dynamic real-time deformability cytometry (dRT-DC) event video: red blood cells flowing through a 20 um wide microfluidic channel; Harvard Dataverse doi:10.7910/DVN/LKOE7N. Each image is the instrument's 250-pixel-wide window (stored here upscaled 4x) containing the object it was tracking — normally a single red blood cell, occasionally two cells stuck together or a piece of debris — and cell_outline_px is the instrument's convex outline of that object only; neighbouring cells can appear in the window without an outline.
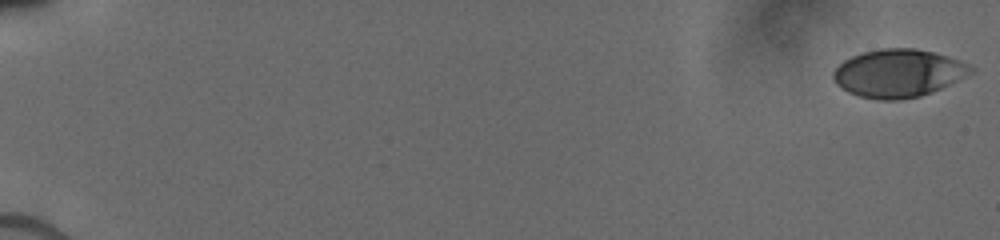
{"species": "human", "species_latin": "Homo sapiens", "temperature_condition": "cold", "stored_images_in_passage": 9, "camera_frame_rate_fps": 3000, "um_per_image_px": 0.085, "donor": {"sex": "male"}, "frame": {"image": 1, "passage_image": 1, "time_ms": 0.0, "image_size_px": [1000, 240], "cell_outline_px": [[976, 72], [932, 92], [920, 96], [900, 100], [876, 100], [860, 96], [848, 92], [840, 88], [832, 80], [832, 72], [844, 60], [852, 56], [864, 52], [880, 48], [916, 48], [948, 56], [960, 60], [976, 68]], "centroid_in_image_um": [76.37, 6.23], "position_along_channel_um": 8.6, "area_um2": 38.78}}
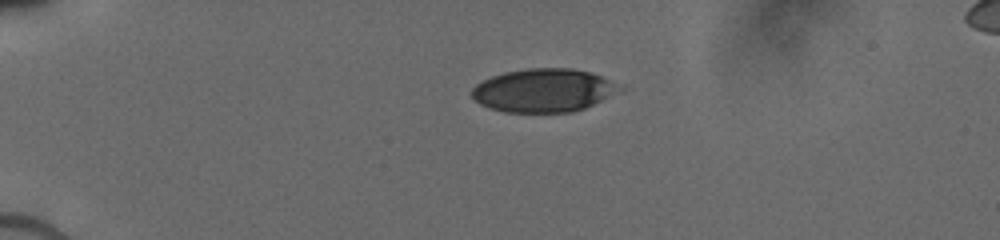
{"frame": {"image": 2, "passage_image": 6, "time_ms": 4.333, "image_size_px": [1000, 240], "cell_outline_px": [[624, 88], [584, 108], [572, 112], [504, 112], [488, 108], [480, 104], [472, 96], [472, 88], [476, 84], [492, 76], [504, 72], [528, 68], [572, 68], [588, 72], [624, 84]], "centroid_in_image_um": [46.2, 7.68], "position_along_channel_um": 38.8, "area_um2": 37.22}}
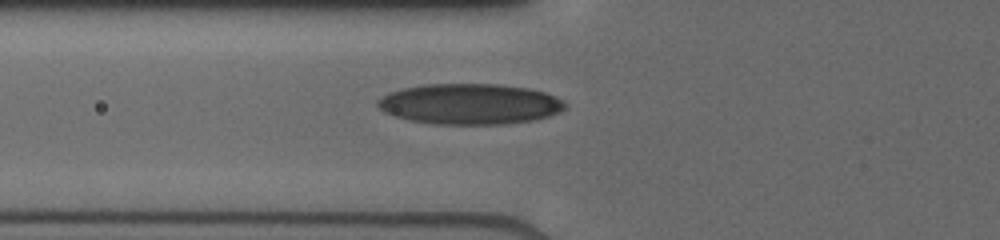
{"frame": {"image": 3, "passage_image": 9, "time_ms": 7.0, "image_size_px": [1000, 240], "cell_outline_px": [[568, 104], [560, 112], [536, 120], [508, 124], [436, 124], [408, 120], [384, 112], [376, 104], [376, 100], [388, 92], [404, 88], [424, 84], [500, 84], [528, 88], [544, 92], [564, 100]], "centroid_in_image_um": [39.95, 8.84], "position_along_channel_um": 85.9, "area_um2": 44.68}}